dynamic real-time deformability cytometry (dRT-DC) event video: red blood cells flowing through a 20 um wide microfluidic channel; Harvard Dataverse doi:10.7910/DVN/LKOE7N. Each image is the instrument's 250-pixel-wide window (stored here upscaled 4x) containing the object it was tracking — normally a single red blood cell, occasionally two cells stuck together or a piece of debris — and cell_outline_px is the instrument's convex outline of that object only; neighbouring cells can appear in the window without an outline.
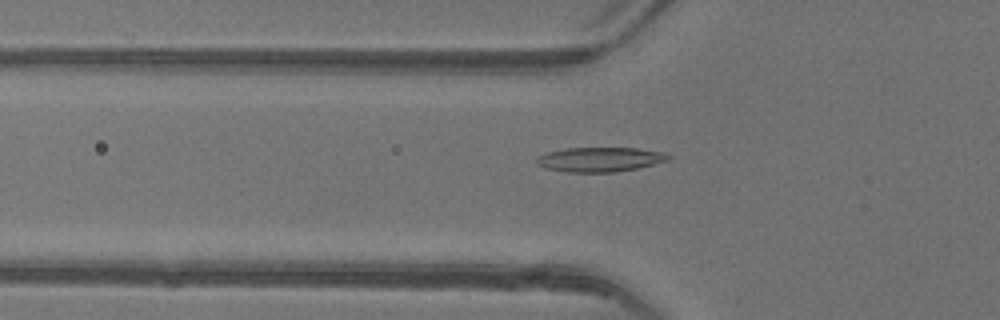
{"species": "common noctule bat (a hibernating species)", "species_latin": "Nyctalus noctula", "temperature_condition": "warm", "stored_images_in_passage": 42, "camera_frame_rate_fps": 3000, "um_per_image_px": 0.085, "animal": {"sex": "female"}, "frame": {"image": 1, "passage_image": 10, "time_ms": 3.0, "image_size_px": [1000, 320], "cell_outline_px": [[672, 156], [668, 160], [636, 168], [616, 172], [568, 172], [544, 168], [536, 164], [532, 160], [536, 156], [544, 152], [568, 148], [636, 148], [664, 152]], "centroid_in_image_um": [50.9, 13.55], "position_along_channel_um": 74.9, "area_um2": 19.02}}
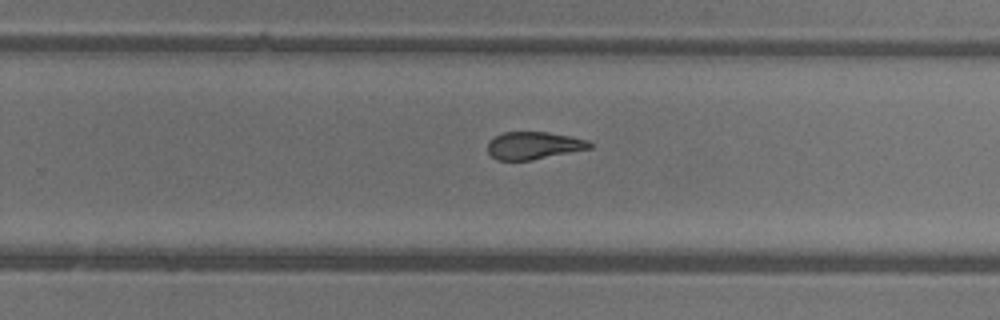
{"frame": {"image": 2, "passage_image": 25, "time_ms": 8.0, "image_size_px": [1000, 320], "cell_outline_px": [[592, 148], [532, 160], [496, 160], [488, 152], [488, 140], [504, 132], [548, 132], [588, 140], [592, 144]], "centroid_in_image_um": [45.35, 12.37], "position_along_channel_um": 284.4, "area_um2": 16.3}}
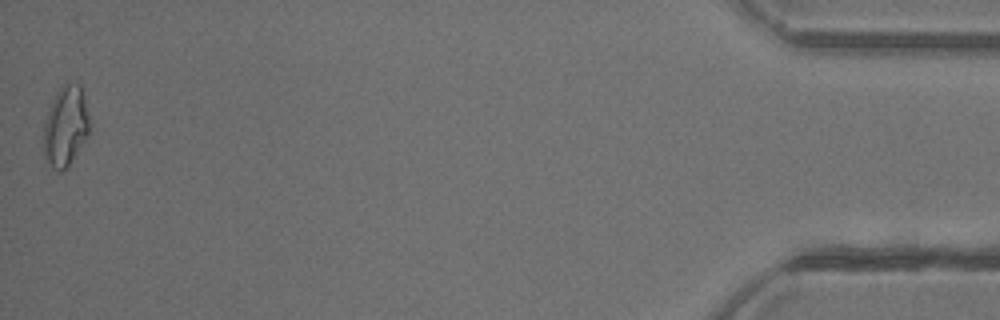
{"frame": {"image": 3, "passage_image": 42, "time_ms": 13.667, "image_size_px": [1000, 320], "cell_outline_px": [[88, 132], [84, 140], [68, 168], [64, 172], [56, 172], [52, 168], [44, 156], [44, 120], [52, 100], [56, 92], [68, 80], [80, 84], [84, 96], [88, 116]], "centroid_in_image_um": [5.55, 10.73], "position_along_channel_um": 429.7, "area_um2": 21.5}, "authors_computed_cell_mechanics": {"area_um2": 17.7446, "velocity_mm_per_s": 4.1833, "shape_relaxation_time_tau1_ms": 8.5947, "shape_relaxation_time_tau2_ms": 2.2273, "deformation_change_tau1": 0.2449, "deformation_change_tau2": 0.0948}}